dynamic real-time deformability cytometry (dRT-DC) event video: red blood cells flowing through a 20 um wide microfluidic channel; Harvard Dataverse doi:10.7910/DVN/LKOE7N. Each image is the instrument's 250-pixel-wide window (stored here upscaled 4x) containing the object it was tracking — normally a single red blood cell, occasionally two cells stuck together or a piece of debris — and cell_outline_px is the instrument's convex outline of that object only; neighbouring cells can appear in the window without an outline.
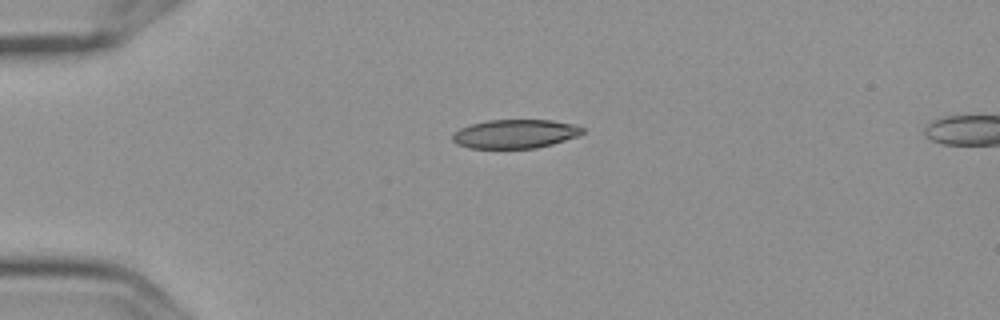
{"species": "Egyptian fruit bat (a non-hibernating species)", "species_latin": "Rousettus aegyptiacus", "temperature_condition": "cold", "stored_images_in_passage": 2, "camera_frame_rate_fps": 3000, "um_per_image_px": 0.085, "frame": {"image": 1, "passage_image": 1, "time_ms": 0.0, "image_size_px": [1000, 320], "cell_outline_px": [[584, 132], [576, 136], [552, 144], [536, 148], [468, 148], [456, 144], [452, 140], [452, 132], [460, 128], [472, 124], [488, 120], [552, 120], [572, 124], [584, 128]], "centroid_in_image_um": [43.74, 11.38], "position_along_channel_um": 41.3, "area_um2": 21.79}}